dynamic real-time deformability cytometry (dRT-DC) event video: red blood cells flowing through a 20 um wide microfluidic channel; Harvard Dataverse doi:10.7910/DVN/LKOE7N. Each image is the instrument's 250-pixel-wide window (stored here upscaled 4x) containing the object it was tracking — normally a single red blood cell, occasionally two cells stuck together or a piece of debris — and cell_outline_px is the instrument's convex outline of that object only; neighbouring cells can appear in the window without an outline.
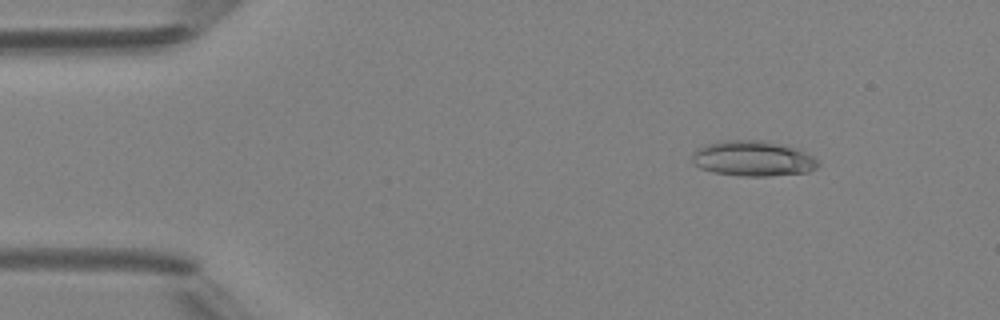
{"species": "Egyptian fruit bat (a non-hibernating species)", "species_latin": "Rousettus aegyptiacus", "temperature_condition": "room temperature", "stored_images_in_passage": 3, "camera_frame_rate_fps": 3000, "um_per_image_px": 0.085, "animal": {"sex": "female"}, "frame": {"image": 1, "passage_image": 1, "time_ms": 0.0, "image_size_px": [1000, 320], "cell_outline_px": [[820, 164], [816, 168], [808, 172], [768, 176], [740, 176], [712, 172], [700, 168], [692, 164], [692, 152], [696, 148], [720, 140], [764, 140], [788, 144], [812, 156]], "centroid_in_image_um": [63.97, 13.46], "position_along_channel_um": 21.0, "area_um2": 26.36}}